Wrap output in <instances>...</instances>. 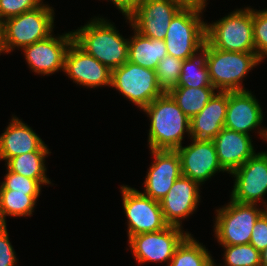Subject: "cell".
<instances>
[{
	"instance_id": "30bf717a",
	"label": "cell",
	"mask_w": 267,
	"mask_h": 266,
	"mask_svg": "<svg viewBox=\"0 0 267 266\" xmlns=\"http://www.w3.org/2000/svg\"><path fill=\"white\" fill-rule=\"evenodd\" d=\"M183 227L169 225L163 230L142 233L128 239L129 248L138 264L167 263L183 239L190 233Z\"/></svg>"
},
{
	"instance_id": "f35d334b",
	"label": "cell",
	"mask_w": 267,
	"mask_h": 266,
	"mask_svg": "<svg viewBox=\"0 0 267 266\" xmlns=\"http://www.w3.org/2000/svg\"><path fill=\"white\" fill-rule=\"evenodd\" d=\"M137 3H140V2H142V1H144V0H135Z\"/></svg>"
},
{
	"instance_id": "52a82bcc",
	"label": "cell",
	"mask_w": 267,
	"mask_h": 266,
	"mask_svg": "<svg viewBox=\"0 0 267 266\" xmlns=\"http://www.w3.org/2000/svg\"><path fill=\"white\" fill-rule=\"evenodd\" d=\"M203 13L193 8H182L173 17L164 38L168 55L185 60L202 51L206 40Z\"/></svg>"
},
{
	"instance_id": "9a60e30c",
	"label": "cell",
	"mask_w": 267,
	"mask_h": 266,
	"mask_svg": "<svg viewBox=\"0 0 267 266\" xmlns=\"http://www.w3.org/2000/svg\"><path fill=\"white\" fill-rule=\"evenodd\" d=\"M187 146L176 149L180 157L182 175L200 186L220 172H225L219 164L212 140L192 139Z\"/></svg>"
},
{
	"instance_id": "e0dca14e",
	"label": "cell",
	"mask_w": 267,
	"mask_h": 266,
	"mask_svg": "<svg viewBox=\"0 0 267 266\" xmlns=\"http://www.w3.org/2000/svg\"><path fill=\"white\" fill-rule=\"evenodd\" d=\"M150 151L153 161L147 169L142 193L160 201L182 175L181 162L176 150L150 149Z\"/></svg>"
},
{
	"instance_id": "e575fe53",
	"label": "cell",
	"mask_w": 267,
	"mask_h": 266,
	"mask_svg": "<svg viewBox=\"0 0 267 266\" xmlns=\"http://www.w3.org/2000/svg\"><path fill=\"white\" fill-rule=\"evenodd\" d=\"M109 1L116 6L115 8L122 13L124 18H129L134 13L138 4L135 0H108V2Z\"/></svg>"
},
{
	"instance_id": "3957f363",
	"label": "cell",
	"mask_w": 267,
	"mask_h": 266,
	"mask_svg": "<svg viewBox=\"0 0 267 266\" xmlns=\"http://www.w3.org/2000/svg\"><path fill=\"white\" fill-rule=\"evenodd\" d=\"M205 53L210 81L217 91H247L243 80L247 74L263 62L255 52L224 51L212 47L206 40Z\"/></svg>"
},
{
	"instance_id": "d4e9b609",
	"label": "cell",
	"mask_w": 267,
	"mask_h": 266,
	"mask_svg": "<svg viewBox=\"0 0 267 266\" xmlns=\"http://www.w3.org/2000/svg\"><path fill=\"white\" fill-rule=\"evenodd\" d=\"M210 251L189 233L176 248L168 266H213Z\"/></svg>"
},
{
	"instance_id": "ba28073f",
	"label": "cell",
	"mask_w": 267,
	"mask_h": 266,
	"mask_svg": "<svg viewBox=\"0 0 267 266\" xmlns=\"http://www.w3.org/2000/svg\"><path fill=\"white\" fill-rule=\"evenodd\" d=\"M111 87L131 101L139 110L164 94L157 82L156 71L127 61L112 70Z\"/></svg>"
},
{
	"instance_id": "8d00e7d4",
	"label": "cell",
	"mask_w": 267,
	"mask_h": 266,
	"mask_svg": "<svg viewBox=\"0 0 267 266\" xmlns=\"http://www.w3.org/2000/svg\"><path fill=\"white\" fill-rule=\"evenodd\" d=\"M260 265L267 266V247L260 252Z\"/></svg>"
},
{
	"instance_id": "836d02e7",
	"label": "cell",
	"mask_w": 267,
	"mask_h": 266,
	"mask_svg": "<svg viewBox=\"0 0 267 266\" xmlns=\"http://www.w3.org/2000/svg\"><path fill=\"white\" fill-rule=\"evenodd\" d=\"M252 230L250 244L262 252L267 247V210L257 219Z\"/></svg>"
},
{
	"instance_id": "8992f818",
	"label": "cell",
	"mask_w": 267,
	"mask_h": 266,
	"mask_svg": "<svg viewBox=\"0 0 267 266\" xmlns=\"http://www.w3.org/2000/svg\"><path fill=\"white\" fill-rule=\"evenodd\" d=\"M230 202L215 210L214 238L219 245L249 244L253 226L267 210L258 204Z\"/></svg>"
},
{
	"instance_id": "8fae6325",
	"label": "cell",
	"mask_w": 267,
	"mask_h": 266,
	"mask_svg": "<svg viewBox=\"0 0 267 266\" xmlns=\"http://www.w3.org/2000/svg\"><path fill=\"white\" fill-rule=\"evenodd\" d=\"M230 175L234 177L231 200L267 209V151L255 153Z\"/></svg>"
},
{
	"instance_id": "7a4b0ae2",
	"label": "cell",
	"mask_w": 267,
	"mask_h": 266,
	"mask_svg": "<svg viewBox=\"0 0 267 266\" xmlns=\"http://www.w3.org/2000/svg\"><path fill=\"white\" fill-rule=\"evenodd\" d=\"M141 111L150 121L147 138L149 149L176 150L182 146L185 134L190 139V119L168 93L154 99Z\"/></svg>"
},
{
	"instance_id": "d6986e66",
	"label": "cell",
	"mask_w": 267,
	"mask_h": 266,
	"mask_svg": "<svg viewBox=\"0 0 267 266\" xmlns=\"http://www.w3.org/2000/svg\"><path fill=\"white\" fill-rule=\"evenodd\" d=\"M34 151L50 149L32 127L13 116L0 135V161L6 163L10 158Z\"/></svg>"
},
{
	"instance_id": "7402d4cb",
	"label": "cell",
	"mask_w": 267,
	"mask_h": 266,
	"mask_svg": "<svg viewBox=\"0 0 267 266\" xmlns=\"http://www.w3.org/2000/svg\"><path fill=\"white\" fill-rule=\"evenodd\" d=\"M132 30L134 35L129 37L128 61L156 70L159 61L168 55L165 41L147 38L133 28Z\"/></svg>"
},
{
	"instance_id": "277c9868",
	"label": "cell",
	"mask_w": 267,
	"mask_h": 266,
	"mask_svg": "<svg viewBox=\"0 0 267 266\" xmlns=\"http://www.w3.org/2000/svg\"><path fill=\"white\" fill-rule=\"evenodd\" d=\"M54 9L43 2L33 10L5 19L2 22L3 53L9 54L16 48L22 50L52 35Z\"/></svg>"
},
{
	"instance_id": "d590c367",
	"label": "cell",
	"mask_w": 267,
	"mask_h": 266,
	"mask_svg": "<svg viewBox=\"0 0 267 266\" xmlns=\"http://www.w3.org/2000/svg\"><path fill=\"white\" fill-rule=\"evenodd\" d=\"M182 8H193L200 11L206 10L207 0H171Z\"/></svg>"
},
{
	"instance_id": "74e56055",
	"label": "cell",
	"mask_w": 267,
	"mask_h": 266,
	"mask_svg": "<svg viewBox=\"0 0 267 266\" xmlns=\"http://www.w3.org/2000/svg\"><path fill=\"white\" fill-rule=\"evenodd\" d=\"M3 54V46H2V21L0 20V55Z\"/></svg>"
},
{
	"instance_id": "d6a6232c",
	"label": "cell",
	"mask_w": 267,
	"mask_h": 266,
	"mask_svg": "<svg viewBox=\"0 0 267 266\" xmlns=\"http://www.w3.org/2000/svg\"><path fill=\"white\" fill-rule=\"evenodd\" d=\"M9 239L7 225H0V266H18L19 260Z\"/></svg>"
},
{
	"instance_id": "4dcf8cb0",
	"label": "cell",
	"mask_w": 267,
	"mask_h": 266,
	"mask_svg": "<svg viewBox=\"0 0 267 266\" xmlns=\"http://www.w3.org/2000/svg\"><path fill=\"white\" fill-rule=\"evenodd\" d=\"M0 190H14V192H41L42 184L35 179L27 178L6 169Z\"/></svg>"
},
{
	"instance_id": "2e32d148",
	"label": "cell",
	"mask_w": 267,
	"mask_h": 266,
	"mask_svg": "<svg viewBox=\"0 0 267 266\" xmlns=\"http://www.w3.org/2000/svg\"><path fill=\"white\" fill-rule=\"evenodd\" d=\"M63 72L73 83L87 89L111 87L112 71L83 50L74 40L67 49Z\"/></svg>"
},
{
	"instance_id": "ffe728a7",
	"label": "cell",
	"mask_w": 267,
	"mask_h": 266,
	"mask_svg": "<svg viewBox=\"0 0 267 266\" xmlns=\"http://www.w3.org/2000/svg\"><path fill=\"white\" fill-rule=\"evenodd\" d=\"M219 164L231 174L242 166L255 152L252 136L223 128L212 140Z\"/></svg>"
},
{
	"instance_id": "6da1fadb",
	"label": "cell",
	"mask_w": 267,
	"mask_h": 266,
	"mask_svg": "<svg viewBox=\"0 0 267 266\" xmlns=\"http://www.w3.org/2000/svg\"><path fill=\"white\" fill-rule=\"evenodd\" d=\"M91 18L73 31L74 41L111 71L128 61L129 38L120 34L114 23L103 16Z\"/></svg>"
},
{
	"instance_id": "1f68e13d",
	"label": "cell",
	"mask_w": 267,
	"mask_h": 266,
	"mask_svg": "<svg viewBox=\"0 0 267 266\" xmlns=\"http://www.w3.org/2000/svg\"><path fill=\"white\" fill-rule=\"evenodd\" d=\"M44 0H0V20L20 15L40 6Z\"/></svg>"
},
{
	"instance_id": "5b68a950",
	"label": "cell",
	"mask_w": 267,
	"mask_h": 266,
	"mask_svg": "<svg viewBox=\"0 0 267 266\" xmlns=\"http://www.w3.org/2000/svg\"><path fill=\"white\" fill-rule=\"evenodd\" d=\"M206 41L224 51L255 52L253 8H237L212 23L206 22Z\"/></svg>"
},
{
	"instance_id": "9c48e42d",
	"label": "cell",
	"mask_w": 267,
	"mask_h": 266,
	"mask_svg": "<svg viewBox=\"0 0 267 266\" xmlns=\"http://www.w3.org/2000/svg\"><path fill=\"white\" fill-rule=\"evenodd\" d=\"M123 210L127 219V236L156 232L165 229V221L159 201L153 200L128 185H120Z\"/></svg>"
},
{
	"instance_id": "4316f807",
	"label": "cell",
	"mask_w": 267,
	"mask_h": 266,
	"mask_svg": "<svg viewBox=\"0 0 267 266\" xmlns=\"http://www.w3.org/2000/svg\"><path fill=\"white\" fill-rule=\"evenodd\" d=\"M177 87H213L203 51L183 61Z\"/></svg>"
},
{
	"instance_id": "5bb4252c",
	"label": "cell",
	"mask_w": 267,
	"mask_h": 266,
	"mask_svg": "<svg viewBox=\"0 0 267 266\" xmlns=\"http://www.w3.org/2000/svg\"><path fill=\"white\" fill-rule=\"evenodd\" d=\"M181 9L182 7L171 0H144L137 4L129 18L124 19L139 34L164 40L171 20Z\"/></svg>"
},
{
	"instance_id": "44dd1931",
	"label": "cell",
	"mask_w": 267,
	"mask_h": 266,
	"mask_svg": "<svg viewBox=\"0 0 267 266\" xmlns=\"http://www.w3.org/2000/svg\"><path fill=\"white\" fill-rule=\"evenodd\" d=\"M228 92L217 91L206 106L190 119V139L213 140L224 128Z\"/></svg>"
},
{
	"instance_id": "484cf974",
	"label": "cell",
	"mask_w": 267,
	"mask_h": 266,
	"mask_svg": "<svg viewBox=\"0 0 267 266\" xmlns=\"http://www.w3.org/2000/svg\"><path fill=\"white\" fill-rule=\"evenodd\" d=\"M217 92L214 87H175L168 94L189 118L197 115Z\"/></svg>"
},
{
	"instance_id": "4fadbf2b",
	"label": "cell",
	"mask_w": 267,
	"mask_h": 266,
	"mask_svg": "<svg viewBox=\"0 0 267 266\" xmlns=\"http://www.w3.org/2000/svg\"><path fill=\"white\" fill-rule=\"evenodd\" d=\"M258 101L249 90L228 92L224 127L246 135L255 130L267 143V127L262 125L263 109Z\"/></svg>"
},
{
	"instance_id": "f1b7e54d",
	"label": "cell",
	"mask_w": 267,
	"mask_h": 266,
	"mask_svg": "<svg viewBox=\"0 0 267 266\" xmlns=\"http://www.w3.org/2000/svg\"><path fill=\"white\" fill-rule=\"evenodd\" d=\"M182 59L166 55L156 68L157 82L164 93L177 87L183 64Z\"/></svg>"
},
{
	"instance_id": "603a6c76",
	"label": "cell",
	"mask_w": 267,
	"mask_h": 266,
	"mask_svg": "<svg viewBox=\"0 0 267 266\" xmlns=\"http://www.w3.org/2000/svg\"><path fill=\"white\" fill-rule=\"evenodd\" d=\"M41 192H14L0 190V225H6V217H30L34 213Z\"/></svg>"
},
{
	"instance_id": "83f0119b",
	"label": "cell",
	"mask_w": 267,
	"mask_h": 266,
	"mask_svg": "<svg viewBox=\"0 0 267 266\" xmlns=\"http://www.w3.org/2000/svg\"><path fill=\"white\" fill-rule=\"evenodd\" d=\"M224 264L221 266H257L260 265V252L249 244L221 245ZM220 266V265H216Z\"/></svg>"
},
{
	"instance_id": "ac0fdd59",
	"label": "cell",
	"mask_w": 267,
	"mask_h": 266,
	"mask_svg": "<svg viewBox=\"0 0 267 266\" xmlns=\"http://www.w3.org/2000/svg\"><path fill=\"white\" fill-rule=\"evenodd\" d=\"M200 185L181 175L167 195L159 202L165 221L169 225L182 227V221L196 212L201 202Z\"/></svg>"
},
{
	"instance_id": "f546056e",
	"label": "cell",
	"mask_w": 267,
	"mask_h": 266,
	"mask_svg": "<svg viewBox=\"0 0 267 266\" xmlns=\"http://www.w3.org/2000/svg\"><path fill=\"white\" fill-rule=\"evenodd\" d=\"M253 40L255 53L264 61L267 58V8H253Z\"/></svg>"
},
{
	"instance_id": "cb8c5ba5",
	"label": "cell",
	"mask_w": 267,
	"mask_h": 266,
	"mask_svg": "<svg viewBox=\"0 0 267 266\" xmlns=\"http://www.w3.org/2000/svg\"><path fill=\"white\" fill-rule=\"evenodd\" d=\"M51 154L50 151H34L24 153L13 158H10L5 167L14 173L23 175L27 178L38 180L43 186L51 183L46 175V157Z\"/></svg>"
},
{
	"instance_id": "7c38bea8",
	"label": "cell",
	"mask_w": 267,
	"mask_h": 266,
	"mask_svg": "<svg viewBox=\"0 0 267 266\" xmlns=\"http://www.w3.org/2000/svg\"><path fill=\"white\" fill-rule=\"evenodd\" d=\"M53 33L46 39L24 47L21 51L28 68L37 75L50 76L64 70V59L68 47L74 40L73 31L55 36Z\"/></svg>"
}]
</instances>
